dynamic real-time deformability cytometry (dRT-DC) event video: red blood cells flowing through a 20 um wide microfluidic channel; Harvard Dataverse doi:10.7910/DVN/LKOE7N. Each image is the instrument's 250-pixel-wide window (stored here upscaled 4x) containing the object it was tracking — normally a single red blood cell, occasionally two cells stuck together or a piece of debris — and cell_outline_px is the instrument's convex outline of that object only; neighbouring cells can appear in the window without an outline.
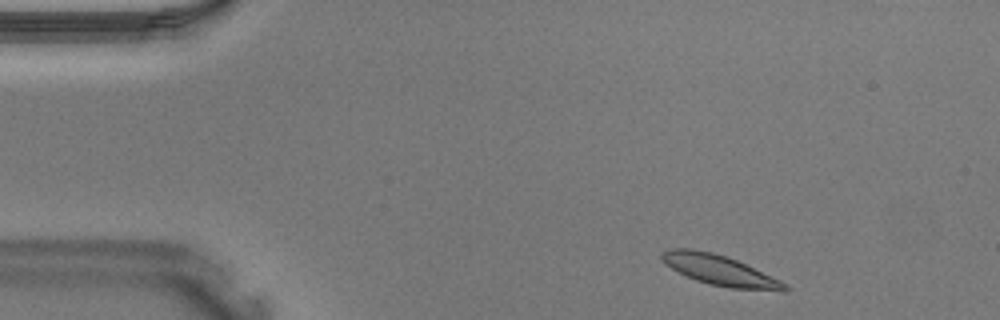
{"species": "Egyptian fruit bat (a non-hibernating species)", "species_latin": "Rousettus aegyptiacus", "temperature_condition": "warm", "stored_images_in_passage": 5, "camera_frame_rate_fps": 3000, "um_per_image_px": 0.085, "animal": {"sex": "male"}, "frame": {"image": 1, "passage_image": 1, "time_ms": 0.0, "image_size_px": [1000, 320], "cell_outline_px": [[792, 288], [784, 292], [728, 288], [708, 284], [696, 280], [664, 264], [660, 256], [660, 252], [668, 248], [692, 248], [712, 252], [736, 260], [780, 280], [788, 284]], "centroid_in_image_um": [61.2, 22.98], "position_along_channel_um": 23.8, "area_um2": 21.91}}